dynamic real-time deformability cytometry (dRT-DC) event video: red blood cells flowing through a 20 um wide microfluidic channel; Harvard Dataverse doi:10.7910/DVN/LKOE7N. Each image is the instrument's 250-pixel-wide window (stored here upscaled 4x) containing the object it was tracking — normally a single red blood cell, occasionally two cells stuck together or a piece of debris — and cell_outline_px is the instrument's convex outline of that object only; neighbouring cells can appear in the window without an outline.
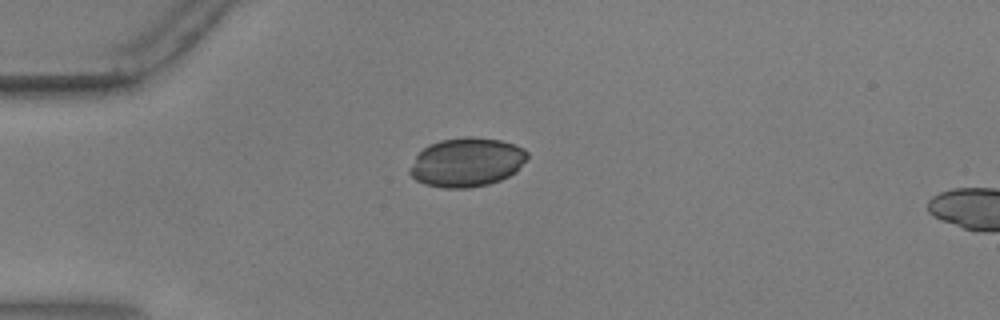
{"species": "common noctule bat (a hibernating species)", "species_latin": "Nyctalus noctula", "temperature_condition": "warm", "stored_images_in_passage": 44, "camera_frame_rate_fps": 3000, "um_per_image_px": 0.085, "animal": {"sex": "male", "body_mass_g": 17.9, "forearm_length_mm": 54.2}, "frame": {"image": 1, "passage_image": 3, "time_ms": 0.667, "image_size_px": [1000, 320], "cell_outline_px": [[528, 156], [516, 172], [500, 180], [488, 184], [468, 188], [444, 188], [424, 184], [416, 180], [408, 172], [408, 168], [416, 156], [428, 144], [440, 140], [472, 136], [500, 140], [524, 148], [528, 152]], "centroid_in_image_um": [39.65, 13.79], "position_along_channel_um": 45.3, "area_um2": 33.58}}
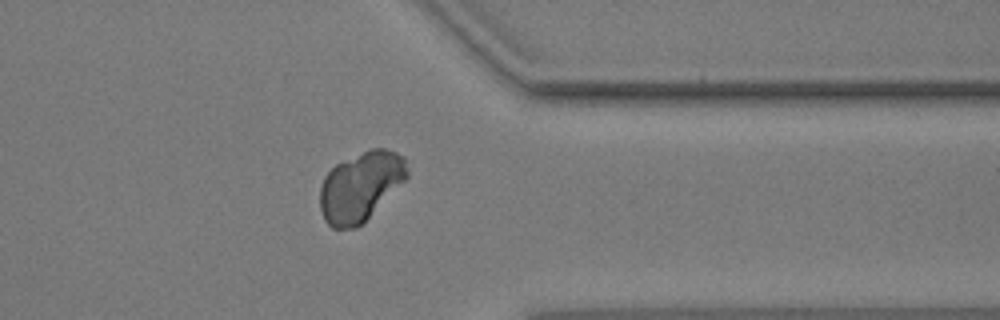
{"frame": {"image": 2, "passage_image": 33, "time_ms": 10.667, "image_size_px": [1000, 320], "cell_outline_px": [[408, 176], [356, 228], [332, 228], [324, 220], [320, 208], [320, 188], [324, 176], [336, 164], [372, 148], [384, 148], [396, 152], [404, 156], [408, 172]], "centroid_in_image_um": [30.62, 15.83], "position_along_channel_um": 380.8, "area_um2": 34.51}}